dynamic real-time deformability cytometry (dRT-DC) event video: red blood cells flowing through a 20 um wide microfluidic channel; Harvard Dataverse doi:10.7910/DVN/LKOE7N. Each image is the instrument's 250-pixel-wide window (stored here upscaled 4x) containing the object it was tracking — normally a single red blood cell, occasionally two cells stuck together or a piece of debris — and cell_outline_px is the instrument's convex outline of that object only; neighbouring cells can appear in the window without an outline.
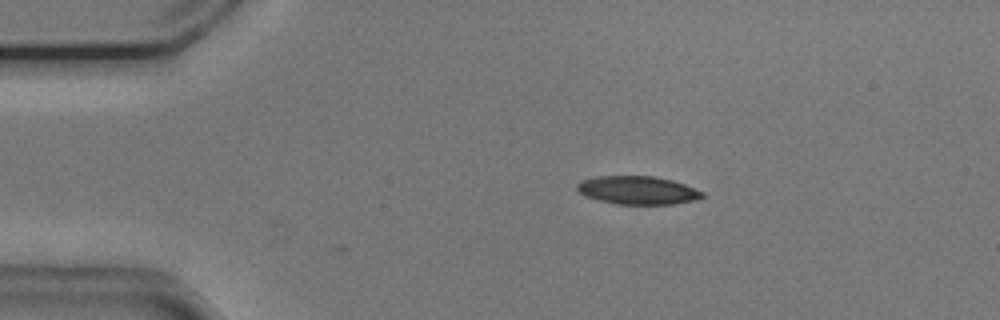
{"species": "common noctule bat (a hibernating species)", "species_latin": "Nyctalus noctula", "temperature_condition": "cold", "stored_images_in_passage": 37, "camera_frame_rate_fps": 3000, "um_per_image_px": 0.085, "animal": {"sex": "male", "body_mass_g": 20.5, "forearm_length_mm": 52.5}, "frame": {"image": 1, "passage_image": 1, "time_ms": 0.0, "image_size_px": [1000, 320], "cell_outline_px": [[704, 196], [696, 200], [672, 204], [616, 204], [600, 200], [588, 196], [580, 192], [576, 188], [576, 184], [580, 180], [596, 176], [652, 176], [672, 180], [684, 184], [704, 192]], "centroid_in_image_um": [54.2, 16.16], "position_along_channel_um": 30.8, "area_um2": 20.52}}
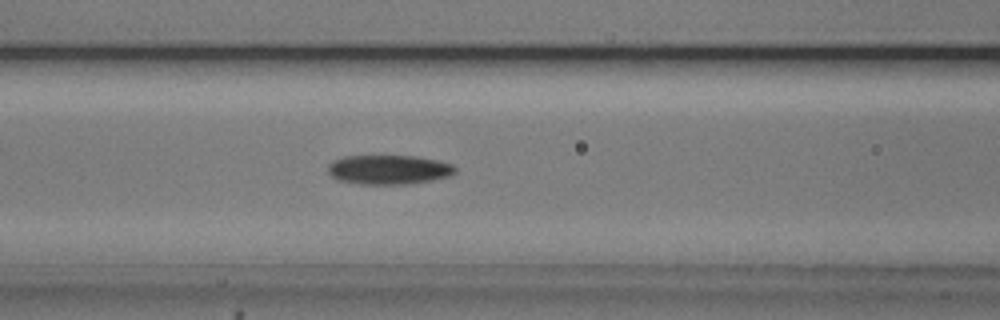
{"frame": {"image": 2, "passage_image": 13, "time_ms": 4.0, "image_size_px": [1000, 320], "cell_outline_px": [[456, 172], [448, 176], [432, 180], [408, 184], [360, 184], [336, 180], [328, 172], [328, 164], [332, 160], [344, 156], [416, 156], [436, 160], [452, 164], [456, 168]], "centroid_in_image_um": [33.01, 14.42], "position_along_channel_um": 133.6, "area_um2": 21.85}}
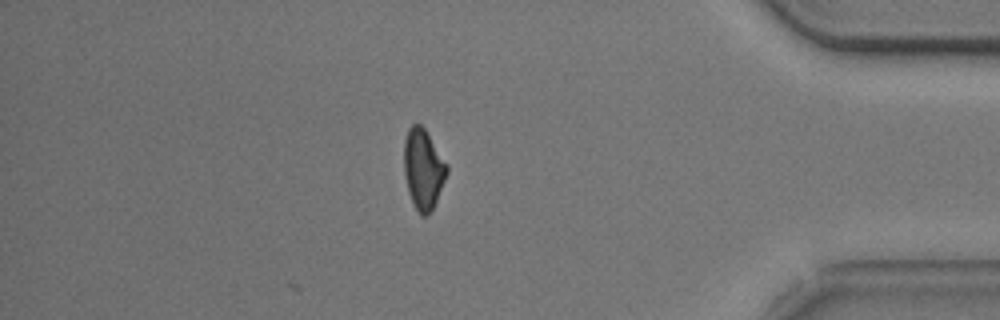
{"frame": {"image": 3, "passage_image": 37, "time_ms": 12.0, "image_size_px": [1000, 320], "cell_outline_px": [[448, 172], [436, 200], [428, 216], [420, 216], [408, 192], [404, 176], [404, 140], [408, 128], [412, 124], [420, 124], [424, 128], [448, 164]], "centroid_in_image_um": [35.96, 14.35], "position_along_channel_um": 399.2, "area_um2": 20.0}, "authors_computed_cell_mechanics": {"area_um2": 21.7906, "velocity_mm_per_s": 3.7606, "shape_relaxation_time_tau1_ms": 3.5377, "shape_relaxation_time_tau2_ms": null, "deformation_change_tau1": 0.1056, "deformation_change_tau2": null}}